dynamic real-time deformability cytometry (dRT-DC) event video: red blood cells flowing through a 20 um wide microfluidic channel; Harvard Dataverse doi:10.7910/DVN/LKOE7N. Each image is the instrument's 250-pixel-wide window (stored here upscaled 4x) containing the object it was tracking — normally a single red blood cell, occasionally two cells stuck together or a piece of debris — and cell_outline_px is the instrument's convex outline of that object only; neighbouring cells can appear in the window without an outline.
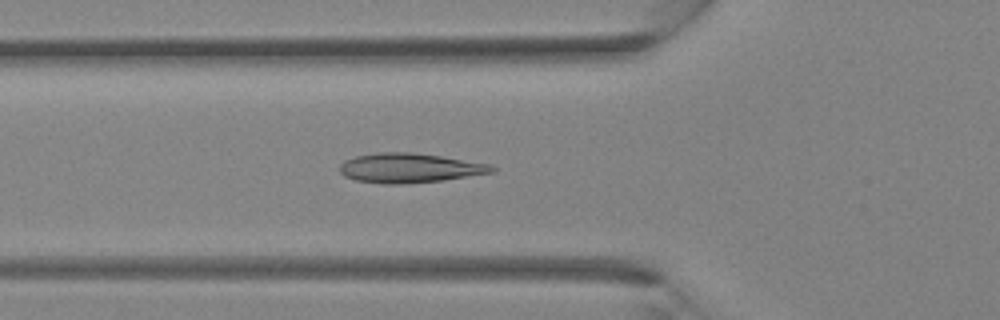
{"species": "Egyptian fruit bat (a non-hibernating species)", "species_latin": "Rousettus aegyptiacus", "temperature_condition": "room temperature", "stored_images_in_passage": 38, "camera_frame_rate_fps": 3000, "um_per_image_px": 0.085, "animal": {"sex": "female"}, "frame": {"image": 1, "passage_image": 13, "time_ms": 4.0, "image_size_px": [1000, 320], "cell_outline_px": [[496, 168], [492, 172], [444, 180], [404, 184], [380, 184], [356, 180], [344, 176], [340, 172], [340, 164], [344, 160], [356, 156], [376, 152], [408, 152], [440, 156], [492, 164]], "centroid_in_image_um": [34.78, 14.28], "position_along_channel_um": 91.0, "area_um2": 26.18}}
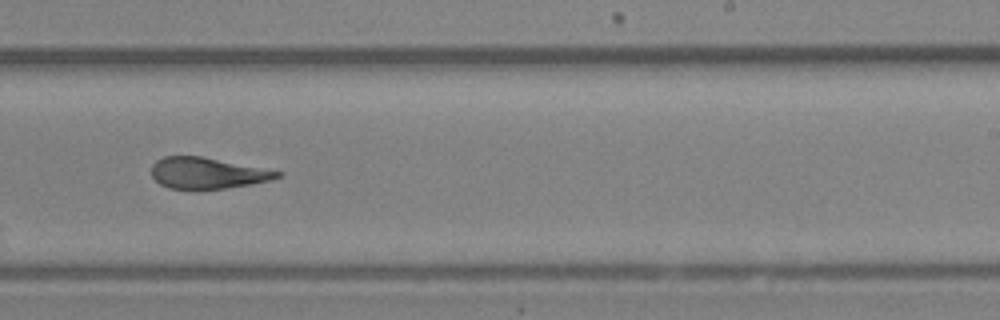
{"frame": {"image": 2, "passage_image": 23, "time_ms": 7.333, "image_size_px": [1000, 320], "cell_outline_px": [[284, 172], [280, 176], [272, 180], [252, 184], [224, 188], [168, 188], [160, 184], [152, 176], [152, 164], [156, 160], [164, 156], [200, 156]], "centroid_in_image_um": [17.63, 14.7], "position_along_channel_um": 271.4, "area_um2": 22.54}}
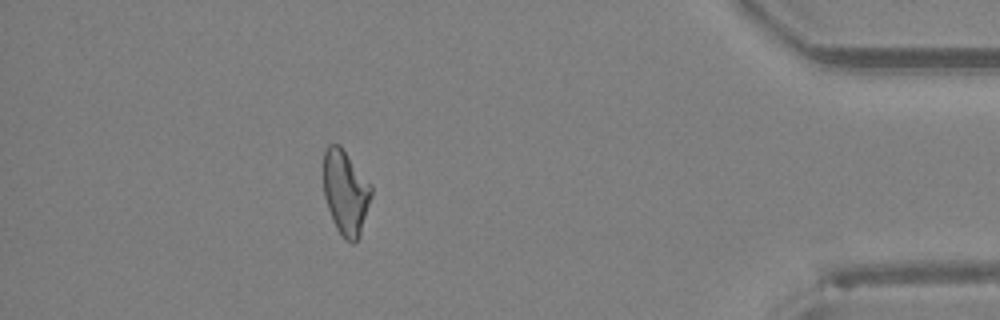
{"frame": {"image": 3, "passage_image": 33, "time_ms": 10.667, "image_size_px": [1000, 320], "cell_outline_px": [[372, 196], [356, 244], [352, 244], [344, 240], [336, 228], [332, 220], [324, 196], [324, 152], [328, 144], [340, 144], [372, 184]], "centroid_in_image_um": [29.38, 16.35], "position_along_channel_um": 405.8, "area_um2": 23.81}}